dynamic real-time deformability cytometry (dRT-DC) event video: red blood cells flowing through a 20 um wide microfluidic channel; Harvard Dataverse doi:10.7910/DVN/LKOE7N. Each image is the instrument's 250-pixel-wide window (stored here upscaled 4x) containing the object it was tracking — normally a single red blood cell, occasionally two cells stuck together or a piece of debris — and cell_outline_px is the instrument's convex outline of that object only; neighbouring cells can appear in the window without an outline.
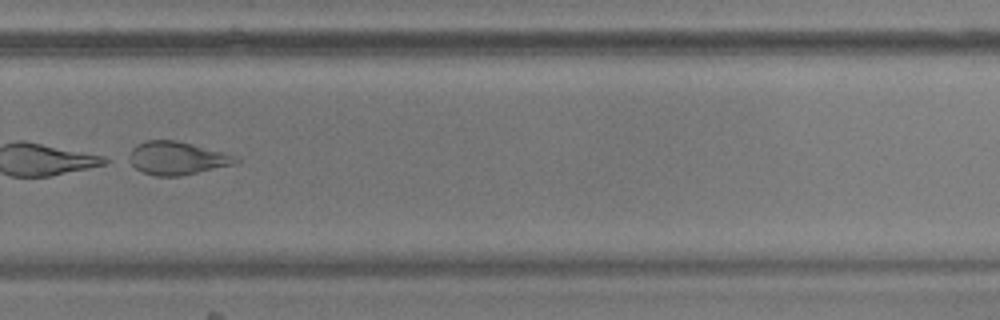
{"species": "common noctule bat (a hibernating species)", "species_latin": "Nyctalus noctula", "temperature_condition": "warm", "stored_images_in_passage": 53, "camera_frame_rate_fps": 3000, "um_per_image_px": 0.085, "animal": {"sex": "male", "body_mass_g": 17.9, "forearm_length_mm": 54.2}, "frame": {"image": 1, "passage_image": 37, "time_ms": 12.0, "image_size_px": [1000, 320], "cell_outline_px": [[240, 160], [232, 164], [180, 176], [152, 176], [136, 168], [124, 160], [132, 148], [136, 144], [148, 140], [176, 140], [240, 156]], "centroid_in_image_um": [14.98, 13.43], "position_along_channel_um": 314.8, "area_um2": 20.75}}